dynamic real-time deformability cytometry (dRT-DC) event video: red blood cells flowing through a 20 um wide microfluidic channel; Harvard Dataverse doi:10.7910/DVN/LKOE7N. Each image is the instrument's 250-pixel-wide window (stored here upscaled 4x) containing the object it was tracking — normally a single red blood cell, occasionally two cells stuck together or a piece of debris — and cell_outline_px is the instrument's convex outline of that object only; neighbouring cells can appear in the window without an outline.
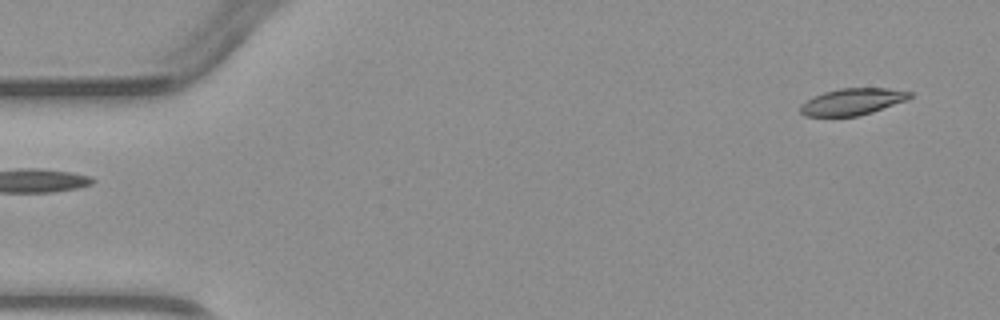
{"species": "common noctule bat (a hibernating species)", "species_latin": "Nyctalus noctula", "temperature_condition": "warm", "stored_images_in_passage": 4, "segment_of_instrument_passage": [2, 2], "camera_frame_rate_fps": 3000, "um_per_image_px": 0.085, "animal": {"sex": "male", "body_mass_g": 23.1, "forearm_length_mm": 52.7}, "frame": {"image": 1, "passage_image": 4, "time_ms": 3.333, "image_size_px": [1000, 320], "cell_outline_px": [[912, 96], [908, 100], [860, 116], [804, 116], [800, 112], [800, 104], [812, 96], [824, 92], [840, 88], [888, 88], [912, 92]], "centroid_in_image_um": [72.45, 8.64], "position_along_channel_um": 12.5, "area_um2": 17.17}}